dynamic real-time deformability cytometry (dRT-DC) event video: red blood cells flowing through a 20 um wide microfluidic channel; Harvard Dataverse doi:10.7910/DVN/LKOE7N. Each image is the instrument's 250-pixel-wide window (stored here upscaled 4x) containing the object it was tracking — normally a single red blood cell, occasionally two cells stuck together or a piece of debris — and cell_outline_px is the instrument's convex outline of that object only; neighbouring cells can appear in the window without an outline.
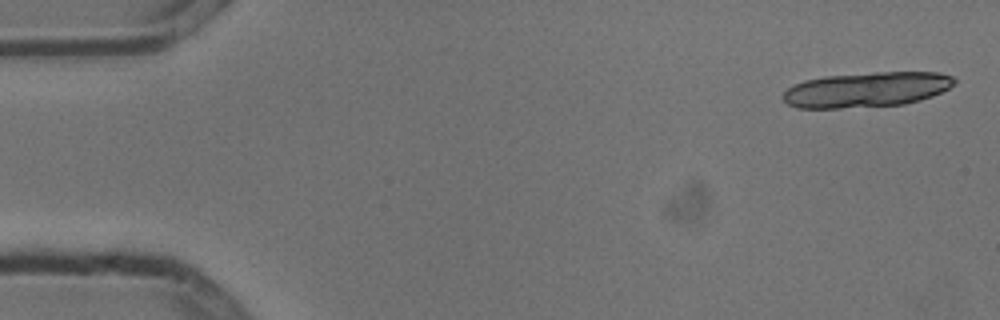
{"species": "common noctule bat (a hibernating species)", "species_latin": "Nyctalus noctula", "temperature_condition": "cold", "stored_images_in_passage": 3, "segment_of_instrument_passage": [2, 2], "camera_frame_rate_fps": 3000, "um_per_image_px": 0.085, "animal": {"sex": "male", "body_mass_g": 13.3}, "frame": {"image": 1, "passage_image": 3, "time_ms": 0.667, "image_size_px": [1000, 320], "cell_outline_px": [[956, 84], [932, 96], [920, 100], [904, 104], [840, 108], [796, 108], [788, 104], [780, 96], [792, 84], [804, 80], [824, 76], [872, 72], [940, 72], [952, 76], [956, 80]], "centroid_in_image_um": [73.63, 7.61], "position_along_channel_um": 11.4, "area_um2": 35.26}}